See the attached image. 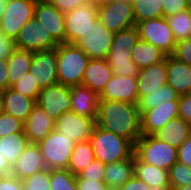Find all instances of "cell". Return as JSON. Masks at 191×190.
Segmentation results:
<instances>
[{"label":"cell","mask_w":191,"mask_h":190,"mask_svg":"<svg viewBox=\"0 0 191 190\" xmlns=\"http://www.w3.org/2000/svg\"><path fill=\"white\" fill-rule=\"evenodd\" d=\"M152 135L178 149L191 135V124L185 122L182 118L177 117L171 119Z\"/></svg>","instance_id":"26"},{"label":"cell","mask_w":191,"mask_h":190,"mask_svg":"<svg viewBox=\"0 0 191 190\" xmlns=\"http://www.w3.org/2000/svg\"><path fill=\"white\" fill-rule=\"evenodd\" d=\"M105 190H120V187L107 186V188Z\"/></svg>","instance_id":"56"},{"label":"cell","mask_w":191,"mask_h":190,"mask_svg":"<svg viewBox=\"0 0 191 190\" xmlns=\"http://www.w3.org/2000/svg\"><path fill=\"white\" fill-rule=\"evenodd\" d=\"M105 164L100 160L94 159L82 170L76 178H86L95 181H104Z\"/></svg>","instance_id":"41"},{"label":"cell","mask_w":191,"mask_h":190,"mask_svg":"<svg viewBox=\"0 0 191 190\" xmlns=\"http://www.w3.org/2000/svg\"><path fill=\"white\" fill-rule=\"evenodd\" d=\"M136 77L139 99L167 84V56L157 64L140 69Z\"/></svg>","instance_id":"22"},{"label":"cell","mask_w":191,"mask_h":190,"mask_svg":"<svg viewBox=\"0 0 191 190\" xmlns=\"http://www.w3.org/2000/svg\"><path fill=\"white\" fill-rule=\"evenodd\" d=\"M167 84L178 95L191 93V66L172 55L167 56Z\"/></svg>","instance_id":"23"},{"label":"cell","mask_w":191,"mask_h":190,"mask_svg":"<svg viewBox=\"0 0 191 190\" xmlns=\"http://www.w3.org/2000/svg\"><path fill=\"white\" fill-rule=\"evenodd\" d=\"M169 184L174 187L191 185V167L175 162L168 170Z\"/></svg>","instance_id":"37"},{"label":"cell","mask_w":191,"mask_h":190,"mask_svg":"<svg viewBox=\"0 0 191 190\" xmlns=\"http://www.w3.org/2000/svg\"><path fill=\"white\" fill-rule=\"evenodd\" d=\"M120 190H150V187L134 175L131 179H128L122 186H120Z\"/></svg>","instance_id":"50"},{"label":"cell","mask_w":191,"mask_h":190,"mask_svg":"<svg viewBox=\"0 0 191 190\" xmlns=\"http://www.w3.org/2000/svg\"><path fill=\"white\" fill-rule=\"evenodd\" d=\"M70 87L59 82L41 88L36 103L53 119L71 111Z\"/></svg>","instance_id":"13"},{"label":"cell","mask_w":191,"mask_h":190,"mask_svg":"<svg viewBox=\"0 0 191 190\" xmlns=\"http://www.w3.org/2000/svg\"><path fill=\"white\" fill-rule=\"evenodd\" d=\"M132 8L135 24L147 19L163 17L161 0H133Z\"/></svg>","instance_id":"34"},{"label":"cell","mask_w":191,"mask_h":190,"mask_svg":"<svg viewBox=\"0 0 191 190\" xmlns=\"http://www.w3.org/2000/svg\"><path fill=\"white\" fill-rule=\"evenodd\" d=\"M96 125L129 139L133 144L141 137V114L136 104L99 99Z\"/></svg>","instance_id":"1"},{"label":"cell","mask_w":191,"mask_h":190,"mask_svg":"<svg viewBox=\"0 0 191 190\" xmlns=\"http://www.w3.org/2000/svg\"><path fill=\"white\" fill-rule=\"evenodd\" d=\"M50 190H77L76 176L68 169H50Z\"/></svg>","instance_id":"36"},{"label":"cell","mask_w":191,"mask_h":190,"mask_svg":"<svg viewBox=\"0 0 191 190\" xmlns=\"http://www.w3.org/2000/svg\"><path fill=\"white\" fill-rule=\"evenodd\" d=\"M190 25H191V23H190ZM189 35H188V38H191V27H189Z\"/></svg>","instance_id":"60"},{"label":"cell","mask_w":191,"mask_h":190,"mask_svg":"<svg viewBox=\"0 0 191 190\" xmlns=\"http://www.w3.org/2000/svg\"><path fill=\"white\" fill-rule=\"evenodd\" d=\"M34 18L42 24L57 44L65 43V13L48 0H37Z\"/></svg>","instance_id":"15"},{"label":"cell","mask_w":191,"mask_h":190,"mask_svg":"<svg viewBox=\"0 0 191 190\" xmlns=\"http://www.w3.org/2000/svg\"><path fill=\"white\" fill-rule=\"evenodd\" d=\"M94 159L95 155L90 140L77 142L73 147L67 169L77 176Z\"/></svg>","instance_id":"32"},{"label":"cell","mask_w":191,"mask_h":190,"mask_svg":"<svg viewBox=\"0 0 191 190\" xmlns=\"http://www.w3.org/2000/svg\"><path fill=\"white\" fill-rule=\"evenodd\" d=\"M52 5L57 7L61 12L66 13L77 7L84 6L92 0H48Z\"/></svg>","instance_id":"45"},{"label":"cell","mask_w":191,"mask_h":190,"mask_svg":"<svg viewBox=\"0 0 191 190\" xmlns=\"http://www.w3.org/2000/svg\"><path fill=\"white\" fill-rule=\"evenodd\" d=\"M41 149L47 169H67L75 142L72 138L52 130L37 143Z\"/></svg>","instance_id":"6"},{"label":"cell","mask_w":191,"mask_h":190,"mask_svg":"<svg viewBox=\"0 0 191 190\" xmlns=\"http://www.w3.org/2000/svg\"><path fill=\"white\" fill-rule=\"evenodd\" d=\"M11 174V167L7 163L6 159L0 153V177L8 176Z\"/></svg>","instance_id":"52"},{"label":"cell","mask_w":191,"mask_h":190,"mask_svg":"<svg viewBox=\"0 0 191 190\" xmlns=\"http://www.w3.org/2000/svg\"><path fill=\"white\" fill-rule=\"evenodd\" d=\"M172 56L191 66V38L177 41Z\"/></svg>","instance_id":"42"},{"label":"cell","mask_w":191,"mask_h":190,"mask_svg":"<svg viewBox=\"0 0 191 190\" xmlns=\"http://www.w3.org/2000/svg\"><path fill=\"white\" fill-rule=\"evenodd\" d=\"M113 36L114 33L97 19L74 44L84 51L89 59H107Z\"/></svg>","instance_id":"10"},{"label":"cell","mask_w":191,"mask_h":190,"mask_svg":"<svg viewBox=\"0 0 191 190\" xmlns=\"http://www.w3.org/2000/svg\"><path fill=\"white\" fill-rule=\"evenodd\" d=\"M179 96L180 95H178L171 86L165 84L160 86L154 92L142 96L139 99L137 106L140 114H142L144 111L155 108L166 101H178Z\"/></svg>","instance_id":"33"},{"label":"cell","mask_w":191,"mask_h":190,"mask_svg":"<svg viewBox=\"0 0 191 190\" xmlns=\"http://www.w3.org/2000/svg\"><path fill=\"white\" fill-rule=\"evenodd\" d=\"M178 162L191 167V135L178 148Z\"/></svg>","instance_id":"47"},{"label":"cell","mask_w":191,"mask_h":190,"mask_svg":"<svg viewBox=\"0 0 191 190\" xmlns=\"http://www.w3.org/2000/svg\"><path fill=\"white\" fill-rule=\"evenodd\" d=\"M16 49L39 52L56 48L58 44L35 18L29 20L14 40Z\"/></svg>","instance_id":"11"},{"label":"cell","mask_w":191,"mask_h":190,"mask_svg":"<svg viewBox=\"0 0 191 190\" xmlns=\"http://www.w3.org/2000/svg\"><path fill=\"white\" fill-rule=\"evenodd\" d=\"M24 122L14 116L2 112L0 114V138L16 132H23Z\"/></svg>","instance_id":"40"},{"label":"cell","mask_w":191,"mask_h":190,"mask_svg":"<svg viewBox=\"0 0 191 190\" xmlns=\"http://www.w3.org/2000/svg\"><path fill=\"white\" fill-rule=\"evenodd\" d=\"M178 117L191 124V93L179 96Z\"/></svg>","instance_id":"44"},{"label":"cell","mask_w":191,"mask_h":190,"mask_svg":"<svg viewBox=\"0 0 191 190\" xmlns=\"http://www.w3.org/2000/svg\"><path fill=\"white\" fill-rule=\"evenodd\" d=\"M16 49L15 42L2 34L0 28V59H7Z\"/></svg>","instance_id":"49"},{"label":"cell","mask_w":191,"mask_h":190,"mask_svg":"<svg viewBox=\"0 0 191 190\" xmlns=\"http://www.w3.org/2000/svg\"><path fill=\"white\" fill-rule=\"evenodd\" d=\"M2 98H1V91H0V114L3 112V107H2Z\"/></svg>","instance_id":"57"},{"label":"cell","mask_w":191,"mask_h":190,"mask_svg":"<svg viewBox=\"0 0 191 190\" xmlns=\"http://www.w3.org/2000/svg\"><path fill=\"white\" fill-rule=\"evenodd\" d=\"M176 41L187 39L191 27V8L166 18Z\"/></svg>","instance_id":"35"},{"label":"cell","mask_w":191,"mask_h":190,"mask_svg":"<svg viewBox=\"0 0 191 190\" xmlns=\"http://www.w3.org/2000/svg\"><path fill=\"white\" fill-rule=\"evenodd\" d=\"M77 190H105L107 184L104 181L76 178Z\"/></svg>","instance_id":"46"},{"label":"cell","mask_w":191,"mask_h":190,"mask_svg":"<svg viewBox=\"0 0 191 190\" xmlns=\"http://www.w3.org/2000/svg\"><path fill=\"white\" fill-rule=\"evenodd\" d=\"M98 20L112 33L135 26L132 2L96 0Z\"/></svg>","instance_id":"7"},{"label":"cell","mask_w":191,"mask_h":190,"mask_svg":"<svg viewBox=\"0 0 191 190\" xmlns=\"http://www.w3.org/2000/svg\"><path fill=\"white\" fill-rule=\"evenodd\" d=\"M99 99L125 101L137 105L139 101L137 77H123L113 74L99 94Z\"/></svg>","instance_id":"17"},{"label":"cell","mask_w":191,"mask_h":190,"mask_svg":"<svg viewBox=\"0 0 191 190\" xmlns=\"http://www.w3.org/2000/svg\"><path fill=\"white\" fill-rule=\"evenodd\" d=\"M134 155L140 161L167 171L178 161V149L153 135H141L134 144Z\"/></svg>","instance_id":"5"},{"label":"cell","mask_w":191,"mask_h":190,"mask_svg":"<svg viewBox=\"0 0 191 190\" xmlns=\"http://www.w3.org/2000/svg\"><path fill=\"white\" fill-rule=\"evenodd\" d=\"M98 19L96 0L65 13V43L74 44Z\"/></svg>","instance_id":"12"},{"label":"cell","mask_w":191,"mask_h":190,"mask_svg":"<svg viewBox=\"0 0 191 190\" xmlns=\"http://www.w3.org/2000/svg\"><path fill=\"white\" fill-rule=\"evenodd\" d=\"M54 122L55 120L36 103L23 125V132L28 142L37 144L43 140L54 130Z\"/></svg>","instance_id":"20"},{"label":"cell","mask_w":191,"mask_h":190,"mask_svg":"<svg viewBox=\"0 0 191 190\" xmlns=\"http://www.w3.org/2000/svg\"><path fill=\"white\" fill-rule=\"evenodd\" d=\"M8 88V66L7 59H0V91Z\"/></svg>","instance_id":"51"},{"label":"cell","mask_w":191,"mask_h":190,"mask_svg":"<svg viewBox=\"0 0 191 190\" xmlns=\"http://www.w3.org/2000/svg\"><path fill=\"white\" fill-rule=\"evenodd\" d=\"M71 111L75 114L97 119L99 95L84 85L70 87Z\"/></svg>","instance_id":"21"},{"label":"cell","mask_w":191,"mask_h":190,"mask_svg":"<svg viewBox=\"0 0 191 190\" xmlns=\"http://www.w3.org/2000/svg\"><path fill=\"white\" fill-rule=\"evenodd\" d=\"M29 72L34 74L40 88L58 82L57 79V50L56 48L33 52Z\"/></svg>","instance_id":"16"},{"label":"cell","mask_w":191,"mask_h":190,"mask_svg":"<svg viewBox=\"0 0 191 190\" xmlns=\"http://www.w3.org/2000/svg\"><path fill=\"white\" fill-rule=\"evenodd\" d=\"M33 52L15 49L7 58L8 66V88L20 80L31 66Z\"/></svg>","instance_id":"29"},{"label":"cell","mask_w":191,"mask_h":190,"mask_svg":"<svg viewBox=\"0 0 191 190\" xmlns=\"http://www.w3.org/2000/svg\"><path fill=\"white\" fill-rule=\"evenodd\" d=\"M37 0H8L0 20L2 34L15 40L20 29L32 18Z\"/></svg>","instance_id":"9"},{"label":"cell","mask_w":191,"mask_h":190,"mask_svg":"<svg viewBox=\"0 0 191 190\" xmlns=\"http://www.w3.org/2000/svg\"><path fill=\"white\" fill-rule=\"evenodd\" d=\"M0 190H23V184L19 178L10 174L0 177Z\"/></svg>","instance_id":"48"},{"label":"cell","mask_w":191,"mask_h":190,"mask_svg":"<svg viewBox=\"0 0 191 190\" xmlns=\"http://www.w3.org/2000/svg\"><path fill=\"white\" fill-rule=\"evenodd\" d=\"M24 132H16L0 138V153L12 168L28 144Z\"/></svg>","instance_id":"31"},{"label":"cell","mask_w":191,"mask_h":190,"mask_svg":"<svg viewBox=\"0 0 191 190\" xmlns=\"http://www.w3.org/2000/svg\"><path fill=\"white\" fill-rule=\"evenodd\" d=\"M22 184L23 190H50V169L31 175Z\"/></svg>","instance_id":"39"},{"label":"cell","mask_w":191,"mask_h":190,"mask_svg":"<svg viewBox=\"0 0 191 190\" xmlns=\"http://www.w3.org/2000/svg\"><path fill=\"white\" fill-rule=\"evenodd\" d=\"M172 190H191V185L174 187Z\"/></svg>","instance_id":"54"},{"label":"cell","mask_w":191,"mask_h":190,"mask_svg":"<svg viewBox=\"0 0 191 190\" xmlns=\"http://www.w3.org/2000/svg\"><path fill=\"white\" fill-rule=\"evenodd\" d=\"M140 40L159 48L167 56L172 55L177 41L166 18L147 19L135 24Z\"/></svg>","instance_id":"8"},{"label":"cell","mask_w":191,"mask_h":190,"mask_svg":"<svg viewBox=\"0 0 191 190\" xmlns=\"http://www.w3.org/2000/svg\"><path fill=\"white\" fill-rule=\"evenodd\" d=\"M96 126V120L74 112L63 113L54 122V129L77 143L90 139Z\"/></svg>","instance_id":"14"},{"label":"cell","mask_w":191,"mask_h":190,"mask_svg":"<svg viewBox=\"0 0 191 190\" xmlns=\"http://www.w3.org/2000/svg\"><path fill=\"white\" fill-rule=\"evenodd\" d=\"M7 1L8 0H0V20L2 18V15L4 13V10H5V6L7 4Z\"/></svg>","instance_id":"53"},{"label":"cell","mask_w":191,"mask_h":190,"mask_svg":"<svg viewBox=\"0 0 191 190\" xmlns=\"http://www.w3.org/2000/svg\"><path fill=\"white\" fill-rule=\"evenodd\" d=\"M140 39L136 26L114 33L112 45L107 56V61L113 74L119 76L136 77L139 67L131 59V50Z\"/></svg>","instance_id":"2"},{"label":"cell","mask_w":191,"mask_h":190,"mask_svg":"<svg viewBox=\"0 0 191 190\" xmlns=\"http://www.w3.org/2000/svg\"><path fill=\"white\" fill-rule=\"evenodd\" d=\"M161 3L164 18L175 15L189 8L185 0H161Z\"/></svg>","instance_id":"43"},{"label":"cell","mask_w":191,"mask_h":190,"mask_svg":"<svg viewBox=\"0 0 191 190\" xmlns=\"http://www.w3.org/2000/svg\"><path fill=\"white\" fill-rule=\"evenodd\" d=\"M12 88L24 96L37 100L41 88L34 78V74L27 72L20 80H18Z\"/></svg>","instance_id":"38"},{"label":"cell","mask_w":191,"mask_h":190,"mask_svg":"<svg viewBox=\"0 0 191 190\" xmlns=\"http://www.w3.org/2000/svg\"><path fill=\"white\" fill-rule=\"evenodd\" d=\"M56 50L58 82L69 87L82 85L89 57L75 44H58Z\"/></svg>","instance_id":"4"},{"label":"cell","mask_w":191,"mask_h":190,"mask_svg":"<svg viewBox=\"0 0 191 190\" xmlns=\"http://www.w3.org/2000/svg\"><path fill=\"white\" fill-rule=\"evenodd\" d=\"M3 112L25 122L36 104L32 98L22 95L12 87L1 92Z\"/></svg>","instance_id":"25"},{"label":"cell","mask_w":191,"mask_h":190,"mask_svg":"<svg viewBox=\"0 0 191 190\" xmlns=\"http://www.w3.org/2000/svg\"><path fill=\"white\" fill-rule=\"evenodd\" d=\"M108 1H124V2H132L133 0H108Z\"/></svg>","instance_id":"58"},{"label":"cell","mask_w":191,"mask_h":190,"mask_svg":"<svg viewBox=\"0 0 191 190\" xmlns=\"http://www.w3.org/2000/svg\"><path fill=\"white\" fill-rule=\"evenodd\" d=\"M112 76L113 70L107 59H90L84 72L82 85L99 95Z\"/></svg>","instance_id":"24"},{"label":"cell","mask_w":191,"mask_h":190,"mask_svg":"<svg viewBox=\"0 0 191 190\" xmlns=\"http://www.w3.org/2000/svg\"><path fill=\"white\" fill-rule=\"evenodd\" d=\"M95 159L104 164L123 161L134 155V144L127 138L95 126L90 137Z\"/></svg>","instance_id":"3"},{"label":"cell","mask_w":191,"mask_h":190,"mask_svg":"<svg viewBox=\"0 0 191 190\" xmlns=\"http://www.w3.org/2000/svg\"><path fill=\"white\" fill-rule=\"evenodd\" d=\"M150 190H172V188L155 186V187H151Z\"/></svg>","instance_id":"55"},{"label":"cell","mask_w":191,"mask_h":190,"mask_svg":"<svg viewBox=\"0 0 191 190\" xmlns=\"http://www.w3.org/2000/svg\"><path fill=\"white\" fill-rule=\"evenodd\" d=\"M178 117V101H166L141 114L142 135H152L171 119Z\"/></svg>","instance_id":"18"},{"label":"cell","mask_w":191,"mask_h":190,"mask_svg":"<svg viewBox=\"0 0 191 190\" xmlns=\"http://www.w3.org/2000/svg\"><path fill=\"white\" fill-rule=\"evenodd\" d=\"M186 1V3H187V6L189 7V8H191V0H185Z\"/></svg>","instance_id":"59"},{"label":"cell","mask_w":191,"mask_h":190,"mask_svg":"<svg viewBox=\"0 0 191 190\" xmlns=\"http://www.w3.org/2000/svg\"><path fill=\"white\" fill-rule=\"evenodd\" d=\"M134 176V155L123 161L105 164L104 182L107 186L120 187Z\"/></svg>","instance_id":"27"},{"label":"cell","mask_w":191,"mask_h":190,"mask_svg":"<svg viewBox=\"0 0 191 190\" xmlns=\"http://www.w3.org/2000/svg\"><path fill=\"white\" fill-rule=\"evenodd\" d=\"M166 56L167 55L156 46L140 39L131 50V59L139 69L157 64L165 60Z\"/></svg>","instance_id":"30"},{"label":"cell","mask_w":191,"mask_h":190,"mask_svg":"<svg viewBox=\"0 0 191 190\" xmlns=\"http://www.w3.org/2000/svg\"><path fill=\"white\" fill-rule=\"evenodd\" d=\"M47 169L38 144L28 143L11 168V174L21 181Z\"/></svg>","instance_id":"19"},{"label":"cell","mask_w":191,"mask_h":190,"mask_svg":"<svg viewBox=\"0 0 191 190\" xmlns=\"http://www.w3.org/2000/svg\"><path fill=\"white\" fill-rule=\"evenodd\" d=\"M134 175L144 181L150 188L170 187L168 171L140 161L134 155Z\"/></svg>","instance_id":"28"}]
</instances>
